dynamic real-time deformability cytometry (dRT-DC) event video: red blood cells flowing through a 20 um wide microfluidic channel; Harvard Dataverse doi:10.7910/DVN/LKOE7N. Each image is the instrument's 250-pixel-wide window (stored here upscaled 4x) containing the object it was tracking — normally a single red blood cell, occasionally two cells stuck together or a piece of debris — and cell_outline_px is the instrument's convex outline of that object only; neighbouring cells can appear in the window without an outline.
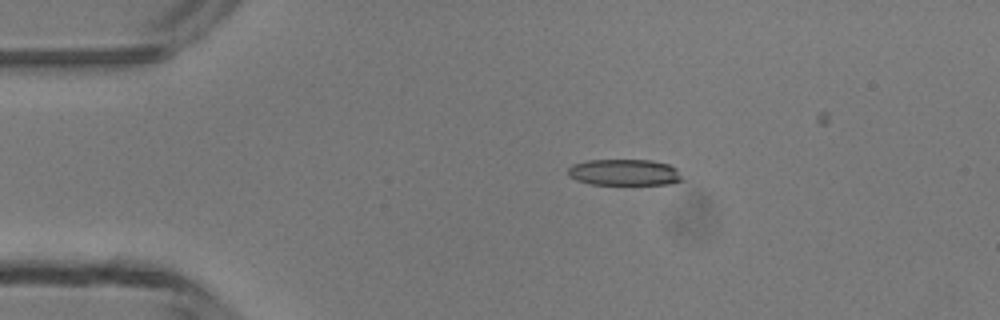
{"species": "common noctule bat (a hibernating species)", "species_latin": "Nyctalus noctula", "temperature_condition": "room temperature", "stored_images_in_passage": 4, "camera_frame_rate_fps": 3000, "um_per_image_px": 0.085, "animal": {"sex": "male", "body_mass_g": 13.3}, "frame": {"image": 1, "passage_image": 2, "time_ms": 1.0, "image_size_px": [1000, 320], "cell_outline_px": [[684, 180], [668, 184], [588, 184], [576, 180], [568, 176], [568, 168], [572, 164], [588, 160], [652, 160], [668, 164], [676, 168]], "centroid_in_image_um": [53.05, 14.65], "position_along_channel_um": 31.9, "area_um2": 17.57}}